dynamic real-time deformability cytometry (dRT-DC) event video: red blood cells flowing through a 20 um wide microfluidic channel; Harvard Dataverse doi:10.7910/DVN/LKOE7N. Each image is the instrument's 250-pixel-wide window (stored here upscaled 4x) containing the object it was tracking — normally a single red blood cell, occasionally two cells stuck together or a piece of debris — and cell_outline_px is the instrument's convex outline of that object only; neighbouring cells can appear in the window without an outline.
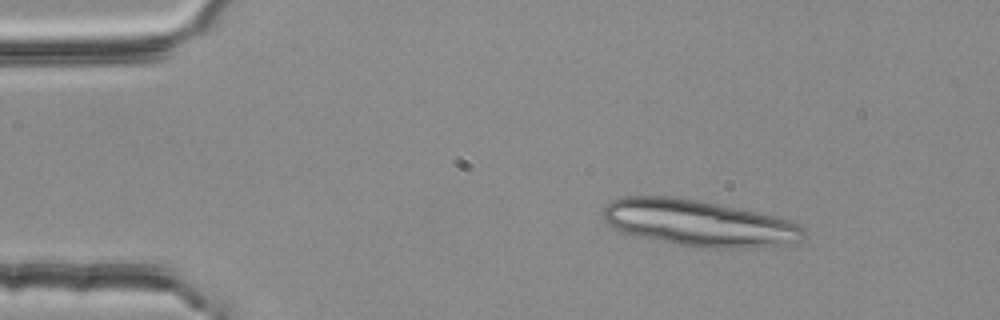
{"species": "common noctule bat (a hibernating species)", "species_latin": "Nyctalus noctula", "temperature_condition": "room temperature", "stored_images_in_passage": 46, "segment_of_instrument_passage": [1, 2], "camera_frame_rate_fps": 3000, "um_per_image_px": 0.085, "animal": {"sex": "female", "body_mass_g": 25.1}, "frame": {"image": 1, "passage_image": 1, "time_ms": 0.0, "image_size_px": [1000, 320], "cell_outline_px": [[808, 236], [800, 240], [784, 244], [748, 248], [700, 248], [640, 236], [624, 232], [608, 224], [604, 220], [604, 208], [612, 200], [624, 196], [672, 196], [696, 200], [756, 212], [788, 220], [804, 228]], "centroid_in_image_um": [59.41, 18.96], "position_along_channel_um": 25.6, "area_um2": 53.35}}